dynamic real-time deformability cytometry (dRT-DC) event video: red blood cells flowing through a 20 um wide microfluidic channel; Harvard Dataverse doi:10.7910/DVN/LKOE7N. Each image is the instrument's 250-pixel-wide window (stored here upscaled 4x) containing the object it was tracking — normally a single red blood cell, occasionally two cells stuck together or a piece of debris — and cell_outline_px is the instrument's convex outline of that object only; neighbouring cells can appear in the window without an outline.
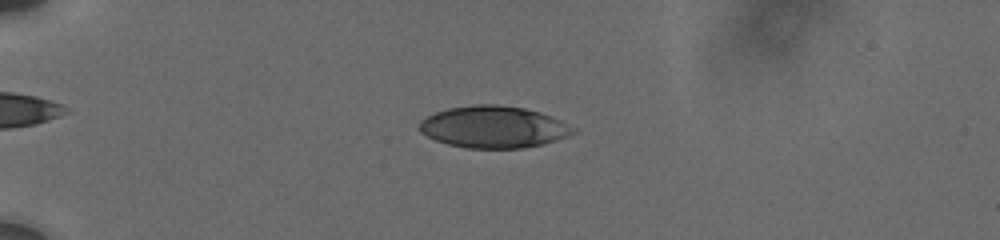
{"species": "human", "species_latin": "Homo sapiens", "temperature_condition": "cold", "stored_images_in_passage": 67, "camera_frame_rate_fps": 3000, "um_per_image_px": 0.085, "donor": {"sex": "male"}, "frame": {"image": 1, "passage_image": 17, "time_ms": 3.333, "image_size_px": [1000, 240], "cell_outline_px": [[576, 132], [556, 140], [544, 144], [524, 148], [468, 148], [448, 144], [436, 140], [420, 132], [420, 120], [436, 112], [448, 108], [476, 104], [496, 104], [524, 108], [540, 112], [552, 116], [576, 128]], "centroid_in_image_um": [41.97, 10.79], "position_along_channel_um": 43.0, "area_um2": 37.45}}
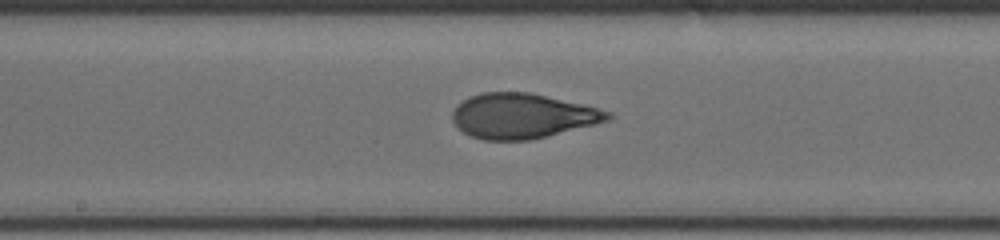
{"frame": {"image": 2, "passage_image": 46, "time_ms": 9.0, "image_size_px": [1000, 240], "cell_outline_px": [[612, 116], [608, 120], [596, 124], [532, 140], [484, 140], [472, 136], [464, 132], [452, 120], [452, 112], [456, 104], [468, 96], [480, 92], [528, 92], [580, 104], [612, 112]], "centroid_in_image_um": [44.36, 9.85], "position_along_channel_um": 203.8, "area_um2": 40.58}}
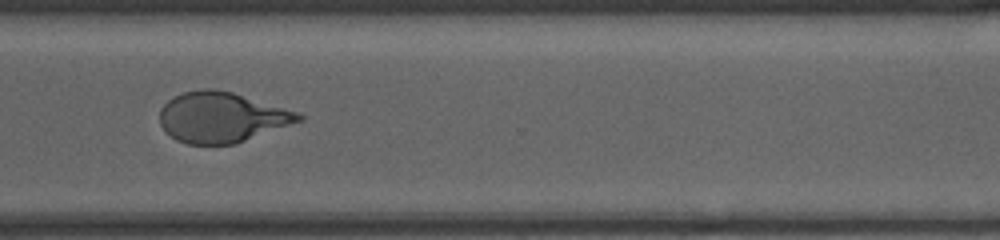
{"frame": {"image": 3, "passage_image": 66, "time_ms": 13.0, "image_size_px": [1000, 240], "cell_outline_px": [[304, 120], [236, 144], [188, 144], [176, 140], [164, 132], [160, 124], [160, 108], [172, 96], [184, 92], [204, 88], [212, 88], [232, 92], [284, 108], [296, 112], [304, 116]], "centroid_in_image_um": [18.81, 9.98], "position_along_channel_um": 351.8, "area_um2": 40.81}}